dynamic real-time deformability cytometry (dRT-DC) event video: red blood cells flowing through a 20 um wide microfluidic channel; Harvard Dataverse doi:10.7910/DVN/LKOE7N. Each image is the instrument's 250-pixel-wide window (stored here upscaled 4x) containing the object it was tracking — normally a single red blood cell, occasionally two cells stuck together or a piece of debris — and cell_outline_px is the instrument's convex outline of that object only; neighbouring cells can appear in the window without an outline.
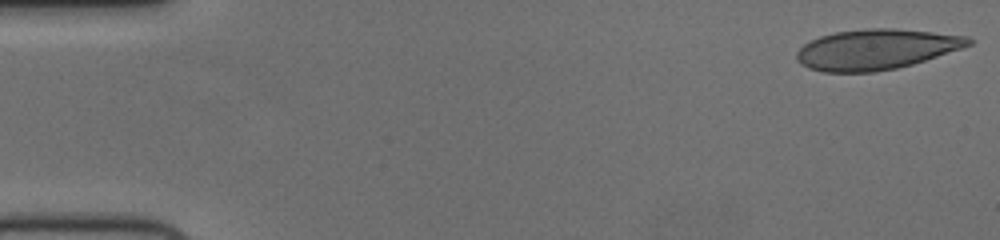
{"species": "human", "species_latin": "Homo sapiens", "temperature_condition": "cold", "stored_images_in_passage": 55, "camera_frame_rate_fps": 3000, "um_per_image_px": 0.085, "donor": {"sex": "female"}, "frame": {"image": 1, "passage_image": 1, "time_ms": 0.0, "image_size_px": [1000, 240], "cell_outline_px": [[972, 44], [912, 64], [896, 68], [876, 72], [824, 72], [808, 68], [800, 64], [796, 60], [796, 52], [804, 44], [820, 36], [836, 32], [868, 28], [896, 28], [968, 36], [972, 40]], "centroid_in_image_um": [74.43, 4.19], "position_along_channel_um": 10.6, "area_um2": 40.23}}
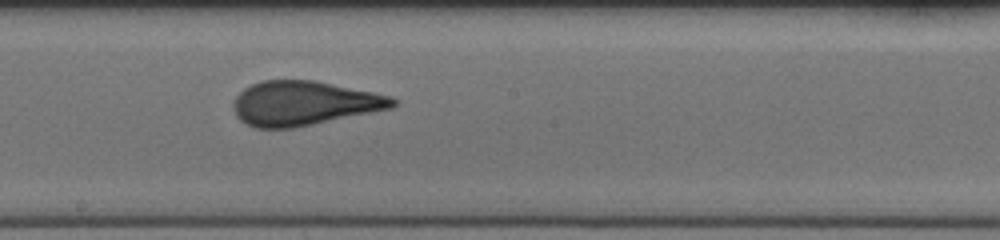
{"frame": {"image": 2, "passage_image": 30, "time_ms": 9.667, "image_size_px": [1000, 240], "cell_outline_px": [[396, 104], [392, 108], [292, 128], [256, 128], [240, 120], [236, 116], [232, 104], [236, 96], [244, 88], [260, 80], [316, 80], [392, 96], [396, 100]], "centroid_in_image_um": [25.81, 8.76], "position_along_channel_um": 222.4, "area_um2": 41.1}}
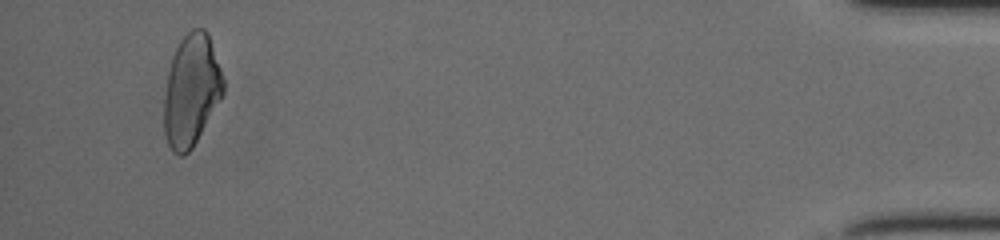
{"frame": {"image": 3, "passage_image": 52, "time_ms": 17.0, "image_size_px": [1000, 240], "cell_outline_px": [[224, 92], [220, 100], [192, 148], [188, 152], [180, 156], [172, 152], [168, 144], [164, 132], [164, 100], [168, 72], [172, 56], [180, 40], [192, 28], [204, 28], [208, 32], [224, 80]], "centroid_in_image_um": [16.26, 7.68], "position_along_channel_um": 418.9, "area_um2": 38.44}, "authors_computed_cell_mechanics": {"area_um2": 40.6334, "velocity_mm_per_s": 3.723, "shape_relaxation_time_tau1_ms": 5.9521, "shape_relaxation_time_tau2_ms": 0.6823, "deformation_change_tau1": 0.1873, "deformation_change_tau2": 0.0805}}